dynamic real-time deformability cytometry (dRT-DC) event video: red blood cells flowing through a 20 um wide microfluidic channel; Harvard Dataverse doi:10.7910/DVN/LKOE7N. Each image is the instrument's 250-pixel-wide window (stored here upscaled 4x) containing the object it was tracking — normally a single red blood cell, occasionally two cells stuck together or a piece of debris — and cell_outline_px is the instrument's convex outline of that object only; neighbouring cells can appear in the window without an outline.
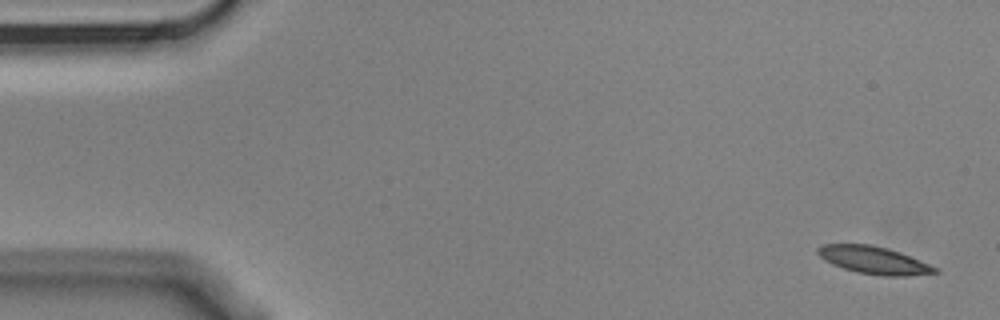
{"species": "Egyptian fruit bat (a non-hibernating species)", "species_latin": "Rousettus aegyptiacus", "temperature_condition": "cold", "stored_images_in_passage": 13, "camera_frame_rate_fps": 3000, "um_per_image_px": 0.085, "animal": {"sex": "male"}, "frame": {"image": 1, "passage_image": 1, "time_ms": 0.0, "image_size_px": [1000, 320], "cell_outline_px": [[940, 272], [908, 276], [880, 276], [856, 272], [832, 264], [824, 260], [816, 252], [816, 248], [824, 244], [872, 244], [888, 248], [900, 252], [928, 264], [936, 268]], "centroid_in_image_um": [74.24, 22.11], "position_along_channel_um": 10.8, "area_um2": 18.79}}
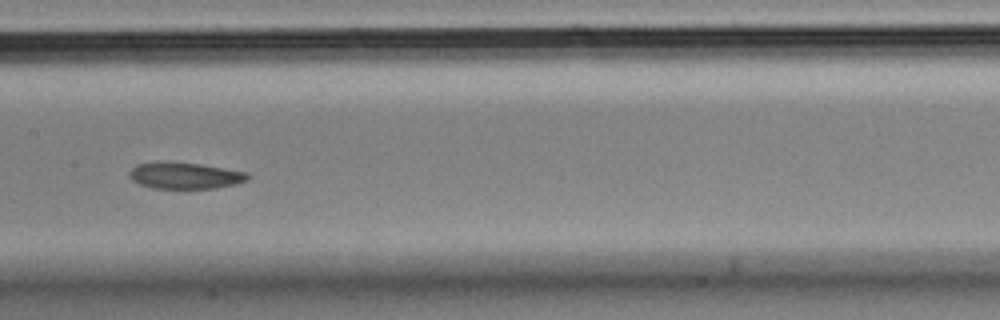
{"frame": {"image": 2, "passage_image": 6, "time_ms": 1.667, "image_size_px": [1000, 320], "cell_outline_px": [[252, 176], [248, 180], [236, 184], [216, 188], [152, 188], [140, 184], [132, 180], [128, 176], [128, 172], [136, 164], [156, 160], [172, 160], [200, 164], [248, 172]], "centroid_in_image_um": [15.69, 14.89], "position_along_channel_um": 191.7, "area_um2": 18.84}}
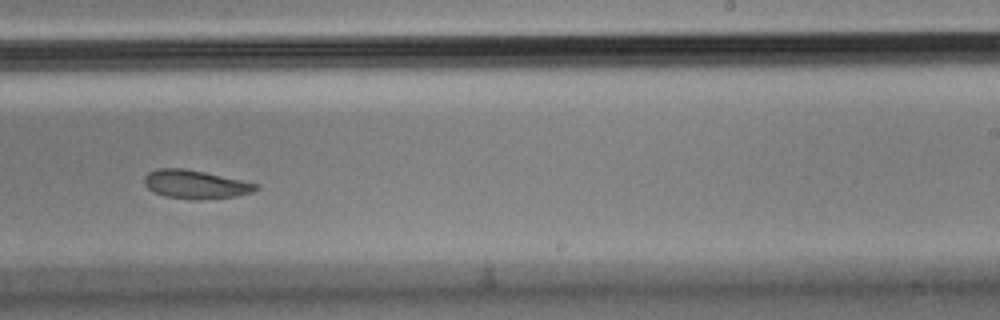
{"frame": {"image": 3, "passage_image": 8, "time_ms": 2.333, "image_size_px": [1000, 320], "cell_outline_px": [[260, 188], [252, 192], [236, 196], [200, 200], [192, 200], [164, 196], [148, 188], [144, 184], [144, 176], [148, 172], [156, 168], [184, 168], [204, 172], [260, 184]], "centroid_in_image_um": [16.62, 15.67], "position_along_channel_um": 272.4, "area_um2": 18.67}}